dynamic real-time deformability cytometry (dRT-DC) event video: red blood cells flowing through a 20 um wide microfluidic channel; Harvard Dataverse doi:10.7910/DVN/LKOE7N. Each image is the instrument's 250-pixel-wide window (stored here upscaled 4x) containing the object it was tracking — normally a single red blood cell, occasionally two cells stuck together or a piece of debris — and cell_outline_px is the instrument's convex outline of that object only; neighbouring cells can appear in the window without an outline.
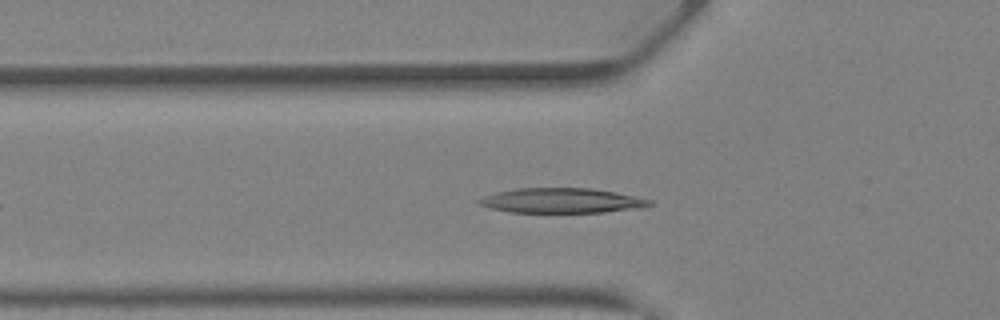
{"species": "Egyptian fruit bat (a non-hibernating species)", "species_latin": "Rousettus aegyptiacus", "temperature_condition": "warm", "stored_images_in_passage": 28, "camera_frame_rate_fps": 3000, "um_per_image_px": 0.085, "animal": {"sex": "female"}, "frame": {"image": 1, "passage_image": 4, "time_ms": 1.0, "image_size_px": [1000, 320], "cell_outline_px": [[656, 204], [640, 208], [604, 212], [508, 212], [492, 208], [480, 204], [476, 200], [484, 196], [516, 188], [592, 188], [616, 192], [636, 196], [652, 200]], "centroid_in_image_um": [47.82, 17.05], "position_along_channel_um": 78.0, "area_um2": 24.68}}
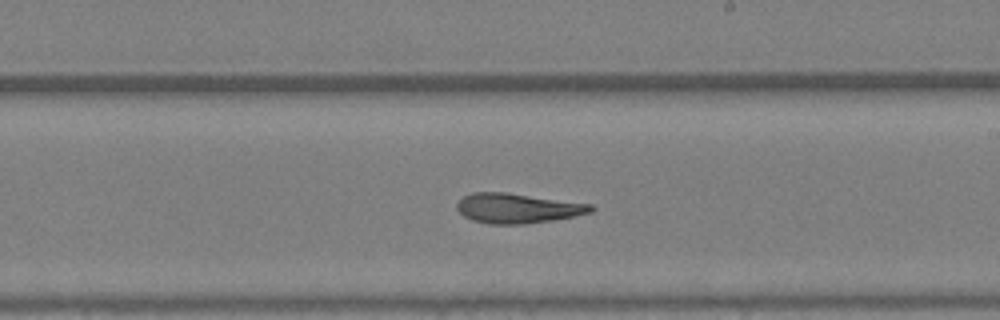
{"frame": {"image": 2, "passage_image": 14, "time_ms": 4.333, "image_size_px": [1000, 320], "cell_outline_px": [[596, 208], [592, 212], [576, 216], [552, 220], [524, 224], [488, 224], [472, 220], [464, 216], [456, 208], [456, 204], [464, 196], [472, 192], [504, 192], [592, 204]], "centroid_in_image_um": [44.0, 17.7], "position_along_channel_um": 245.0, "area_um2": 23.29}}
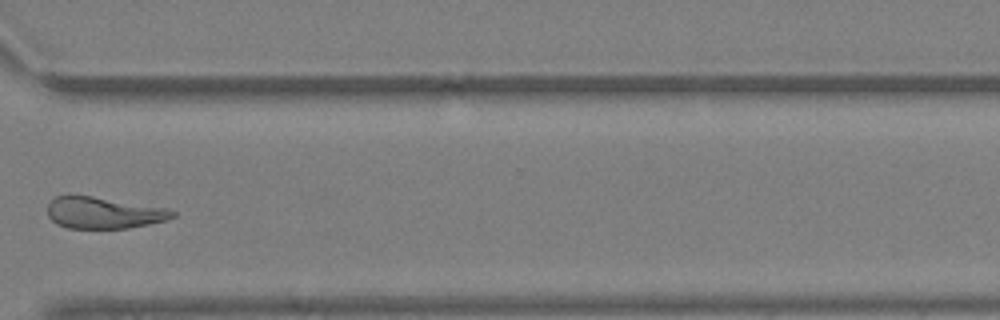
{"frame": {"image": 3, "passage_image": 21, "time_ms": 6.667, "image_size_px": [1000, 320], "cell_outline_px": [[176, 216], [164, 220], [148, 224], [128, 228], [68, 228], [56, 224], [48, 216], [48, 204], [56, 196], [68, 192], [168, 208], [176, 212]], "centroid_in_image_um": [8.76, 18.05], "position_along_channel_um": 361.8, "area_um2": 23.35}}